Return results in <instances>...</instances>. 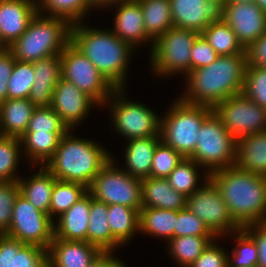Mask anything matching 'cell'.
Segmentation results:
<instances>
[{
	"instance_id": "obj_13",
	"label": "cell",
	"mask_w": 266,
	"mask_h": 267,
	"mask_svg": "<svg viewBox=\"0 0 266 267\" xmlns=\"http://www.w3.org/2000/svg\"><path fill=\"white\" fill-rule=\"evenodd\" d=\"M54 224L49 215L37 210L19 193L13 206L11 224L4 234L24 244L48 250L54 238Z\"/></svg>"
},
{
	"instance_id": "obj_6",
	"label": "cell",
	"mask_w": 266,
	"mask_h": 267,
	"mask_svg": "<svg viewBox=\"0 0 266 267\" xmlns=\"http://www.w3.org/2000/svg\"><path fill=\"white\" fill-rule=\"evenodd\" d=\"M172 105L161 118V140L184 158H189L196 148L200 128L213 108L189 104L180 98Z\"/></svg>"
},
{
	"instance_id": "obj_59",
	"label": "cell",
	"mask_w": 266,
	"mask_h": 267,
	"mask_svg": "<svg viewBox=\"0 0 266 267\" xmlns=\"http://www.w3.org/2000/svg\"><path fill=\"white\" fill-rule=\"evenodd\" d=\"M2 129H1V121H0V139L3 137Z\"/></svg>"
},
{
	"instance_id": "obj_8",
	"label": "cell",
	"mask_w": 266,
	"mask_h": 267,
	"mask_svg": "<svg viewBox=\"0 0 266 267\" xmlns=\"http://www.w3.org/2000/svg\"><path fill=\"white\" fill-rule=\"evenodd\" d=\"M88 192L107 205L117 204L142 208V179L132 177L114 164V157L100 170L88 187Z\"/></svg>"
},
{
	"instance_id": "obj_20",
	"label": "cell",
	"mask_w": 266,
	"mask_h": 267,
	"mask_svg": "<svg viewBox=\"0 0 266 267\" xmlns=\"http://www.w3.org/2000/svg\"><path fill=\"white\" fill-rule=\"evenodd\" d=\"M34 82L28 99L36 107L50 106L54 88L62 77L61 54L33 63Z\"/></svg>"
},
{
	"instance_id": "obj_43",
	"label": "cell",
	"mask_w": 266,
	"mask_h": 267,
	"mask_svg": "<svg viewBox=\"0 0 266 267\" xmlns=\"http://www.w3.org/2000/svg\"><path fill=\"white\" fill-rule=\"evenodd\" d=\"M68 127L51 106L36 107L26 132H68Z\"/></svg>"
},
{
	"instance_id": "obj_57",
	"label": "cell",
	"mask_w": 266,
	"mask_h": 267,
	"mask_svg": "<svg viewBox=\"0 0 266 267\" xmlns=\"http://www.w3.org/2000/svg\"><path fill=\"white\" fill-rule=\"evenodd\" d=\"M7 50V46L0 40V55Z\"/></svg>"
},
{
	"instance_id": "obj_50",
	"label": "cell",
	"mask_w": 266,
	"mask_h": 267,
	"mask_svg": "<svg viewBox=\"0 0 266 267\" xmlns=\"http://www.w3.org/2000/svg\"><path fill=\"white\" fill-rule=\"evenodd\" d=\"M15 58L7 49L0 55V104L7 99L8 80L12 74Z\"/></svg>"
},
{
	"instance_id": "obj_3",
	"label": "cell",
	"mask_w": 266,
	"mask_h": 267,
	"mask_svg": "<svg viewBox=\"0 0 266 267\" xmlns=\"http://www.w3.org/2000/svg\"><path fill=\"white\" fill-rule=\"evenodd\" d=\"M71 43L116 89L125 88L129 57L134 50L129 43L112 30L88 28L81 22L72 24Z\"/></svg>"
},
{
	"instance_id": "obj_16",
	"label": "cell",
	"mask_w": 266,
	"mask_h": 267,
	"mask_svg": "<svg viewBox=\"0 0 266 267\" xmlns=\"http://www.w3.org/2000/svg\"><path fill=\"white\" fill-rule=\"evenodd\" d=\"M223 21L245 49L266 32V14L255 3L227 2Z\"/></svg>"
},
{
	"instance_id": "obj_44",
	"label": "cell",
	"mask_w": 266,
	"mask_h": 267,
	"mask_svg": "<svg viewBox=\"0 0 266 267\" xmlns=\"http://www.w3.org/2000/svg\"><path fill=\"white\" fill-rule=\"evenodd\" d=\"M12 267H48L47 249L13 238Z\"/></svg>"
},
{
	"instance_id": "obj_33",
	"label": "cell",
	"mask_w": 266,
	"mask_h": 267,
	"mask_svg": "<svg viewBox=\"0 0 266 267\" xmlns=\"http://www.w3.org/2000/svg\"><path fill=\"white\" fill-rule=\"evenodd\" d=\"M216 236H182L170 239L169 253L181 267H189Z\"/></svg>"
},
{
	"instance_id": "obj_5",
	"label": "cell",
	"mask_w": 266,
	"mask_h": 267,
	"mask_svg": "<svg viewBox=\"0 0 266 267\" xmlns=\"http://www.w3.org/2000/svg\"><path fill=\"white\" fill-rule=\"evenodd\" d=\"M71 29L68 20L37 12L26 31L7 49L15 60L34 63L61 54L71 43Z\"/></svg>"
},
{
	"instance_id": "obj_4",
	"label": "cell",
	"mask_w": 266,
	"mask_h": 267,
	"mask_svg": "<svg viewBox=\"0 0 266 267\" xmlns=\"http://www.w3.org/2000/svg\"><path fill=\"white\" fill-rule=\"evenodd\" d=\"M69 130L60 140L54 156L45 167L58 180L89 187L112 156L99 143L71 136Z\"/></svg>"
},
{
	"instance_id": "obj_22",
	"label": "cell",
	"mask_w": 266,
	"mask_h": 267,
	"mask_svg": "<svg viewBox=\"0 0 266 267\" xmlns=\"http://www.w3.org/2000/svg\"><path fill=\"white\" fill-rule=\"evenodd\" d=\"M235 166L266 177V131L236 139Z\"/></svg>"
},
{
	"instance_id": "obj_56",
	"label": "cell",
	"mask_w": 266,
	"mask_h": 267,
	"mask_svg": "<svg viewBox=\"0 0 266 267\" xmlns=\"http://www.w3.org/2000/svg\"><path fill=\"white\" fill-rule=\"evenodd\" d=\"M228 2L255 3V0H228Z\"/></svg>"
},
{
	"instance_id": "obj_58",
	"label": "cell",
	"mask_w": 266,
	"mask_h": 267,
	"mask_svg": "<svg viewBox=\"0 0 266 267\" xmlns=\"http://www.w3.org/2000/svg\"><path fill=\"white\" fill-rule=\"evenodd\" d=\"M213 1H219V2L223 3L224 5L228 2V0H213Z\"/></svg>"
},
{
	"instance_id": "obj_31",
	"label": "cell",
	"mask_w": 266,
	"mask_h": 267,
	"mask_svg": "<svg viewBox=\"0 0 266 267\" xmlns=\"http://www.w3.org/2000/svg\"><path fill=\"white\" fill-rule=\"evenodd\" d=\"M178 211L159 208H141L139 232L166 240L174 238V227Z\"/></svg>"
},
{
	"instance_id": "obj_46",
	"label": "cell",
	"mask_w": 266,
	"mask_h": 267,
	"mask_svg": "<svg viewBox=\"0 0 266 267\" xmlns=\"http://www.w3.org/2000/svg\"><path fill=\"white\" fill-rule=\"evenodd\" d=\"M19 193L17 181L0 182V234H4L11 224L13 206Z\"/></svg>"
},
{
	"instance_id": "obj_39",
	"label": "cell",
	"mask_w": 266,
	"mask_h": 267,
	"mask_svg": "<svg viewBox=\"0 0 266 267\" xmlns=\"http://www.w3.org/2000/svg\"><path fill=\"white\" fill-rule=\"evenodd\" d=\"M234 234L237 235V246L232 251V257L228 256V267H257L258 247L255 240L243 228Z\"/></svg>"
},
{
	"instance_id": "obj_25",
	"label": "cell",
	"mask_w": 266,
	"mask_h": 267,
	"mask_svg": "<svg viewBox=\"0 0 266 267\" xmlns=\"http://www.w3.org/2000/svg\"><path fill=\"white\" fill-rule=\"evenodd\" d=\"M161 136L131 139L125 150L126 168L132 177L144 179L151 177L153 154Z\"/></svg>"
},
{
	"instance_id": "obj_1",
	"label": "cell",
	"mask_w": 266,
	"mask_h": 267,
	"mask_svg": "<svg viewBox=\"0 0 266 267\" xmlns=\"http://www.w3.org/2000/svg\"><path fill=\"white\" fill-rule=\"evenodd\" d=\"M247 63V54L223 55L206 67L191 70L186 75L187 92L180 99L214 108L243 91Z\"/></svg>"
},
{
	"instance_id": "obj_24",
	"label": "cell",
	"mask_w": 266,
	"mask_h": 267,
	"mask_svg": "<svg viewBox=\"0 0 266 267\" xmlns=\"http://www.w3.org/2000/svg\"><path fill=\"white\" fill-rule=\"evenodd\" d=\"M186 198L170 186L167 178L142 179V208L179 211L186 208Z\"/></svg>"
},
{
	"instance_id": "obj_14",
	"label": "cell",
	"mask_w": 266,
	"mask_h": 267,
	"mask_svg": "<svg viewBox=\"0 0 266 267\" xmlns=\"http://www.w3.org/2000/svg\"><path fill=\"white\" fill-rule=\"evenodd\" d=\"M213 111L224 128L236 139L266 131V109L250 100L243 92L223 100Z\"/></svg>"
},
{
	"instance_id": "obj_32",
	"label": "cell",
	"mask_w": 266,
	"mask_h": 267,
	"mask_svg": "<svg viewBox=\"0 0 266 267\" xmlns=\"http://www.w3.org/2000/svg\"><path fill=\"white\" fill-rule=\"evenodd\" d=\"M140 212L135 208L108 205V223L114 239L122 246L139 231Z\"/></svg>"
},
{
	"instance_id": "obj_38",
	"label": "cell",
	"mask_w": 266,
	"mask_h": 267,
	"mask_svg": "<svg viewBox=\"0 0 266 267\" xmlns=\"http://www.w3.org/2000/svg\"><path fill=\"white\" fill-rule=\"evenodd\" d=\"M19 147L20 138L3 136L0 139V182H14L20 178L15 175L21 153Z\"/></svg>"
},
{
	"instance_id": "obj_15",
	"label": "cell",
	"mask_w": 266,
	"mask_h": 267,
	"mask_svg": "<svg viewBox=\"0 0 266 267\" xmlns=\"http://www.w3.org/2000/svg\"><path fill=\"white\" fill-rule=\"evenodd\" d=\"M174 27L201 34L212 22L224 20V4L213 0H169Z\"/></svg>"
},
{
	"instance_id": "obj_41",
	"label": "cell",
	"mask_w": 266,
	"mask_h": 267,
	"mask_svg": "<svg viewBox=\"0 0 266 267\" xmlns=\"http://www.w3.org/2000/svg\"><path fill=\"white\" fill-rule=\"evenodd\" d=\"M242 92L266 109V67L251 66L247 63Z\"/></svg>"
},
{
	"instance_id": "obj_34",
	"label": "cell",
	"mask_w": 266,
	"mask_h": 267,
	"mask_svg": "<svg viewBox=\"0 0 266 267\" xmlns=\"http://www.w3.org/2000/svg\"><path fill=\"white\" fill-rule=\"evenodd\" d=\"M201 34L219 56L247 54L246 49L225 21L212 22Z\"/></svg>"
},
{
	"instance_id": "obj_2",
	"label": "cell",
	"mask_w": 266,
	"mask_h": 267,
	"mask_svg": "<svg viewBox=\"0 0 266 267\" xmlns=\"http://www.w3.org/2000/svg\"><path fill=\"white\" fill-rule=\"evenodd\" d=\"M217 185L233 220L241 227L266 221V177L230 166L213 171Z\"/></svg>"
},
{
	"instance_id": "obj_26",
	"label": "cell",
	"mask_w": 266,
	"mask_h": 267,
	"mask_svg": "<svg viewBox=\"0 0 266 267\" xmlns=\"http://www.w3.org/2000/svg\"><path fill=\"white\" fill-rule=\"evenodd\" d=\"M35 108L28 98H7L1 103L0 121L3 135L21 138L27 131Z\"/></svg>"
},
{
	"instance_id": "obj_49",
	"label": "cell",
	"mask_w": 266,
	"mask_h": 267,
	"mask_svg": "<svg viewBox=\"0 0 266 267\" xmlns=\"http://www.w3.org/2000/svg\"><path fill=\"white\" fill-rule=\"evenodd\" d=\"M243 229L255 240L258 247L257 267H266V221L245 226Z\"/></svg>"
},
{
	"instance_id": "obj_30",
	"label": "cell",
	"mask_w": 266,
	"mask_h": 267,
	"mask_svg": "<svg viewBox=\"0 0 266 267\" xmlns=\"http://www.w3.org/2000/svg\"><path fill=\"white\" fill-rule=\"evenodd\" d=\"M137 1L142 8L146 34L152 42L173 27L169 0Z\"/></svg>"
},
{
	"instance_id": "obj_11",
	"label": "cell",
	"mask_w": 266,
	"mask_h": 267,
	"mask_svg": "<svg viewBox=\"0 0 266 267\" xmlns=\"http://www.w3.org/2000/svg\"><path fill=\"white\" fill-rule=\"evenodd\" d=\"M205 172L204 185L186 198V208L199 217L216 238L229 232L233 234L241 227L230 215L228 207L217 185L209 177L208 171Z\"/></svg>"
},
{
	"instance_id": "obj_47",
	"label": "cell",
	"mask_w": 266,
	"mask_h": 267,
	"mask_svg": "<svg viewBox=\"0 0 266 267\" xmlns=\"http://www.w3.org/2000/svg\"><path fill=\"white\" fill-rule=\"evenodd\" d=\"M217 52L208 43L202 34H200L191 49L190 71L201 67H206L218 58Z\"/></svg>"
},
{
	"instance_id": "obj_36",
	"label": "cell",
	"mask_w": 266,
	"mask_h": 267,
	"mask_svg": "<svg viewBox=\"0 0 266 267\" xmlns=\"http://www.w3.org/2000/svg\"><path fill=\"white\" fill-rule=\"evenodd\" d=\"M88 192V187L77 182L56 179L52 190L50 218L61 216ZM54 214V215H53Z\"/></svg>"
},
{
	"instance_id": "obj_45",
	"label": "cell",
	"mask_w": 266,
	"mask_h": 267,
	"mask_svg": "<svg viewBox=\"0 0 266 267\" xmlns=\"http://www.w3.org/2000/svg\"><path fill=\"white\" fill-rule=\"evenodd\" d=\"M215 236L206 224L187 208L179 210L174 227V237Z\"/></svg>"
},
{
	"instance_id": "obj_28",
	"label": "cell",
	"mask_w": 266,
	"mask_h": 267,
	"mask_svg": "<svg viewBox=\"0 0 266 267\" xmlns=\"http://www.w3.org/2000/svg\"><path fill=\"white\" fill-rule=\"evenodd\" d=\"M108 205L90 194V213L87 228V242L101 251L113 252L120 244L114 239L108 223Z\"/></svg>"
},
{
	"instance_id": "obj_51",
	"label": "cell",
	"mask_w": 266,
	"mask_h": 267,
	"mask_svg": "<svg viewBox=\"0 0 266 267\" xmlns=\"http://www.w3.org/2000/svg\"><path fill=\"white\" fill-rule=\"evenodd\" d=\"M246 52L249 65L266 67V32L248 47Z\"/></svg>"
},
{
	"instance_id": "obj_53",
	"label": "cell",
	"mask_w": 266,
	"mask_h": 267,
	"mask_svg": "<svg viewBox=\"0 0 266 267\" xmlns=\"http://www.w3.org/2000/svg\"><path fill=\"white\" fill-rule=\"evenodd\" d=\"M112 253L111 251H102L91 263L90 267H126L124 262L113 257Z\"/></svg>"
},
{
	"instance_id": "obj_37",
	"label": "cell",
	"mask_w": 266,
	"mask_h": 267,
	"mask_svg": "<svg viewBox=\"0 0 266 267\" xmlns=\"http://www.w3.org/2000/svg\"><path fill=\"white\" fill-rule=\"evenodd\" d=\"M191 158H184L179 165L169 174L167 180L170 186L185 197L191 196L199 189L198 171L199 167Z\"/></svg>"
},
{
	"instance_id": "obj_10",
	"label": "cell",
	"mask_w": 266,
	"mask_h": 267,
	"mask_svg": "<svg viewBox=\"0 0 266 267\" xmlns=\"http://www.w3.org/2000/svg\"><path fill=\"white\" fill-rule=\"evenodd\" d=\"M61 70L62 78L88 94L100 106L116 90L92 62L72 43L61 53Z\"/></svg>"
},
{
	"instance_id": "obj_23",
	"label": "cell",
	"mask_w": 266,
	"mask_h": 267,
	"mask_svg": "<svg viewBox=\"0 0 266 267\" xmlns=\"http://www.w3.org/2000/svg\"><path fill=\"white\" fill-rule=\"evenodd\" d=\"M90 213V193L72 205L54 224V238L87 242V228Z\"/></svg>"
},
{
	"instance_id": "obj_29",
	"label": "cell",
	"mask_w": 266,
	"mask_h": 267,
	"mask_svg": "<svg viewBox=\"0 0 266 267\" xmlns=\"http://www.w3.org/2000/svg\"><path fill=\"white\" fill-rule=\"evenodd\" d=\"M67 132H26L21 138V147L24 154L36 163L42 166L54 156L59 146L61 138ZM42 163V164H41Z\"/></svg>"
},
{
	"instance_id": "obj_48",
	"label": "cell",
	"mask_w": 266,
	"mask_h": 267,
	"mask_svg": "<svg viewBox=\"0 0 266 267\" xmlns=\"http://www.w3.org/2000/svg\"><path fill=\"white\" fill-rule=\"evenodd\" d=\"M216 245L212 241L189 267H228V252Z\"/></svg>"
},
{
	"instance_id": "obj_12",
	"label": "cell",
	"mask_w": 266,
	"mask_h": 267,
	"mask_svg": "<svg viewBox=\"0 0 266 267\" xmlns=\"http://www.w3.org/2000/svg\"><path fill=\"white\" fill-rule=\"evenodd\" d=\"M123 90L125 89H116L106 101H112L110 110H112L113 125L118 134L128 140L161 136V118L145 105L126 100Z\"/></svg>"
},
{
	"instance_id": "obj_54",
	"label": "cell",
	"mask_w": 266,
	"mask_h": 267,
	"mask_svg": "<svg viewBox=\"0 0 266 267\" xmlns=\"http://www.w3.org/2000/svg\"><path fill=\"white\" fill-rule=\"evenodd\" d=\"M121 1H125V0H90L91 6L92 8L94 6H98V7H109V5H116L121 2Z\"/></svg>"
},
{
	"instance_id": "obj_52",
	"label": "cell",
	"mask_w": 266,
	"mask_h": 267,
	"mask_svg": "<svg viewBox=\"0 0 266 267\" xmlns=\"http://www.w3.org/2000/svg\"><path fill=\"white\" fill-rule=\"evenodd\" d=\"M13 264V238L0 234V267H12Z\"/></svg>"
},
{
	"instance_id": "obj_18",
	"label": "cell",
	"mask_w": 266,
	"mask_h": 267,
	"mask_svg": "<svg viewBox=\"0 0 266 267\" xmlns=\"http://www.w3.org/2000/svg\"><path fill=\"white\" fill-rule=\"evenodd\" d=\"M37 12L36 0H0V40L10 46L26 31Z\"/></svg>"
},
{
	"instance_id": "obj_35",
	"label": "cell",
	"mask_w": 266,
	"mask_h": 267,
	"mask_svg": "<svg viewBox=\"0 0 266 267\" xmlns=\"http://www.w3.org/2000/svg\"><path fill=\"white\" fill-rule=\"evenodd\" d=\"M36 5L40 14L47 11L49 16L64 18L71 24L80 23L92 7L90 0H37Z\"/></svg>"
},
{
	"instance_id": "obj_7",
	"label": "cell",
	"mask_w": 266,
	"mask_h": 267,
	"mask_svg": "<svg viewBox=\"0 0 266 267\" xmlns=\"http://www.w3.org/2000/svg\"><path fill=\"white\" fill-rule=\"evenodd\" d=\"M208 173L234 166L236 138L222 125L214 111L204 120L193 154L189 157Z\"/></svg>"
},
{
	"instance_id": "obj_55",
	"label": "cell",
	"mask_w": 266,
	"mask_h": 267,
	"mask_svg": "<svg viewBox=\"0 0 266 267\" xmlns=\"http://www.w3.org/2000/svg\"><path fill=\"white\" fill-rule=\"evenodd\" d=\"M255 4L266 14V0H255Z\"/></svg>"
},
{
	"instance_id": "obj_42",
	"label": "cell",
	"mask_w": 266,
	"mask_h": 267,
	"mask_svg": "<svg viewBox=\"0 0 266 267\" xmlns=\"http://www.w3.org/2000/svg\"><path fill=\"white\" fill-rule=\"evenodd\" d=\"M183 159L179 152L161 140L153 154L151 177L167 178Z\"/></svg>"
},
{
	"instance_id": "obj_27",
	"label": "cell",
	"mask_w": 266,
	"mask_h": 267,
	"mask_svg": "<svg viewBox=\"0 0 266 267\" xmlns=\"http://www.w3.org/2000/svg\"><path fill=\"white\" fill-rule=\"evenodd\" d=\"M55 182L56 178L45 166H42L38 173L33 174L30 179L25 181L19 178L17 181L20 194L37 210L49 216L52 190Z\"/></svg>"
},
{
	"instance_id": "obj_9",
	"label": "cell",
	"mask_w": 266,
	"mask_h": 267,
	"mask_svg": "<svg viewBox=\"0 0 266 267\" xmlns=\"http://www.w3.org/2000/svg\"><path fill=\"white\" fill-rule=\"evenodd\" d=\"M200 34L179 27H171L152 42V71L157 75L170 76L176 73L190 72V54L196 38Z\"/></svg>"
},
{
	"instance_id": "obj_21",
	"label": "cell",
	"mask_w": 266,
	"mask_h": 267,
	"mask_svg": "<svg viewBox=\"0 0 266 267\" xmlns=\"http://www.w3.org/2000/svg\"><path fill=\"white\" fill-rule=\"evenodd\" d=\"M114 29L112 30L122 41L133 48L142 42L152 41L144 28L143 14L137 0H125L118 3Z\"/></svg>"
},
{
	"instance_id": "obj_17",
	"label": "cell",
	"mask_w": 266,
	"mask_h": 267,
	"mask_svg": "<svg viewBox=\"0 0 266 267\" xmlns=\"http://www.w3.org/2000/svg\"><path fill=\"white\" fill-rule=\"evenodd\" d=\"M93 105H98V103L73 83L61 77L54 88L50 106L71 130L83 122L82 120L88 115Z\"/></svg>"
},
{
	"instance_id": "obj_40",
	"label": "cell",
	"mask_w": 266,
	"mask_h": 267,
	"mask_svg": "<svg viewBox=\"0 0 266 267\" xmlns=\"http://www.w3.org/2000/svg\"><path fill=\"white\" fill-rule=\"evenodd\" d=\"M33 63L15 60L8 80L7 98H28L34 82Z\"/></svg>"
},
{
	"instance_id": "obj_19",
	"label": "cell",
	"mask_w": 266,
	"mask_h": 267,
	"mask_svg": "<svg viewBox=\"0 0 266 267\" xmlns=\"http://www.w3.org/2000/svg\"><path fill=\"white\" fill-rule=\"evenodd\" d=\"M101 252L86 241L53 238L47 250L48 267H90Z\"/></svg>"
}]
</instances>
